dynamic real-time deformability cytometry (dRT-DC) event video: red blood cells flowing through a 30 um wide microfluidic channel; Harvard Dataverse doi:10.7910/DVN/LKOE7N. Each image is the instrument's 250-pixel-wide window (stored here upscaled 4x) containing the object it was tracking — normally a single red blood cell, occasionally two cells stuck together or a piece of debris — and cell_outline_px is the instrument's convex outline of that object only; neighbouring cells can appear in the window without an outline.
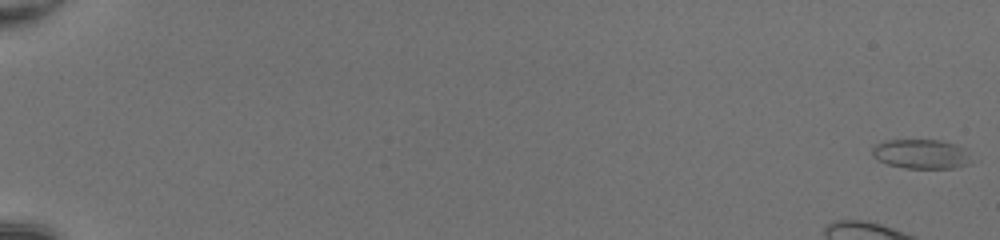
{"species": "common noctule bat (a hibernating species)", "species_latin": "Nyctalus noctula", "temperature_condition": "room temperature", "stored_images_in_passage": 30, "camera_frame_rate_fps": 3000, "um_per_image_px": 0.085, "animal": {"sex": "female", "body_mass_g": 20.0, "forearm_length_mm": 54.0}, "frame": {"image": 1, "passage_image": 1, "time_ms": 0.0, "image_size_px": [1000, 240], "cell_outline_px": [[972, 160], [968, 164], [956, 168], [908, 168], [888, 164], [876, 160], [872, 156], [872, 148], [876, 144], [884, 140], [940, 140], [952, 144], [960, 148]], "centroid_in_image_um": [78.22, 13.1], "position_along_channel_um": 6.8, "area_um2": 16.76}}